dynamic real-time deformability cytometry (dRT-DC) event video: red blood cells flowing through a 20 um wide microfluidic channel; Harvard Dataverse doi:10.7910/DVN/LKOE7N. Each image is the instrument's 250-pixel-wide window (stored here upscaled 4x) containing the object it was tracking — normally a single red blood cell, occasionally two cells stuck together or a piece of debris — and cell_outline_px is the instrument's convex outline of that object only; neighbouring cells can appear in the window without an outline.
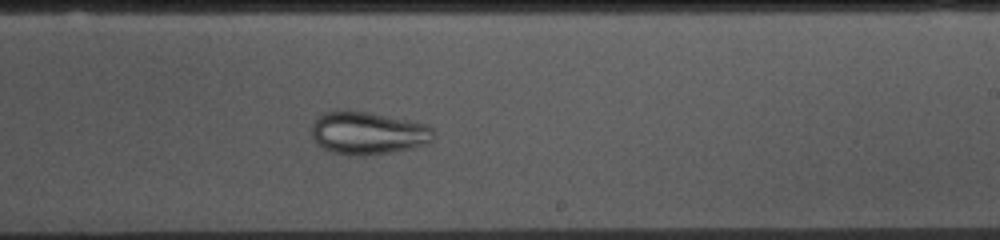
{"species": "common noctule bat (a hibernating species)", "species_latin": "Nyctalus noctula", "temperature_condition": "cold", "stored_images_in_passage": 54, "camera_frame_rate_fps": 3000, "um_per_image_px": 0.085, "animal": {"sex": "female", "body_mass_g": 10.0, "forearm_length_mm": 53.1}, "frame": {"image": 1, "passage_image": 31, "time_ms": 10.0, "image_size_px": [1000, 240], "cell_outline_px": [[436, 136], [428, 144], [412, 148], [364, 156], [356, 156], [332, 152], [320, 148], [316, 144], [312, 136], [312, 124], [324, 112], [336, 108], [364, 112], [408, 120], [428, 124], [436, 132]], "centroid_in_image_um": [31.27, 11.31], "position_along_channel_um": 257.7, "area_um2": 30.75}}
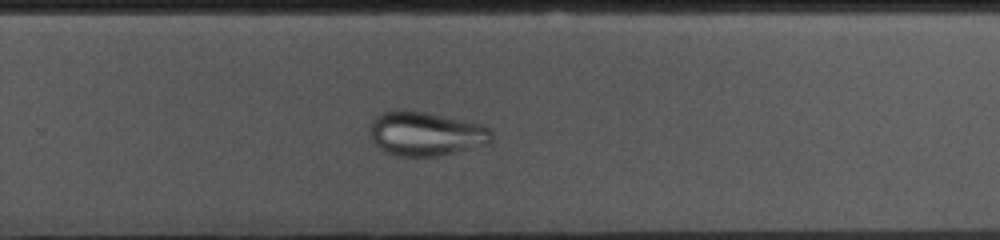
{"frame": {"image": 2, "passage_image": 34, "time_ms": 11.0, "image_size_px": [1000, 240], "cell_outline_px": [[492, 140], [488, 144], [456, 152], [436, 156], [400, 156], [388, 152], [380, 148], [372, 140], [372, 120], [376, 116], [392, 108], [400, 108], [428, 112], [484, 124], [492, 132]], "centroid_in_image_um": [36.22, 11.33], "position_along_channel_um": 293.6, "area_um2": 31.5}}
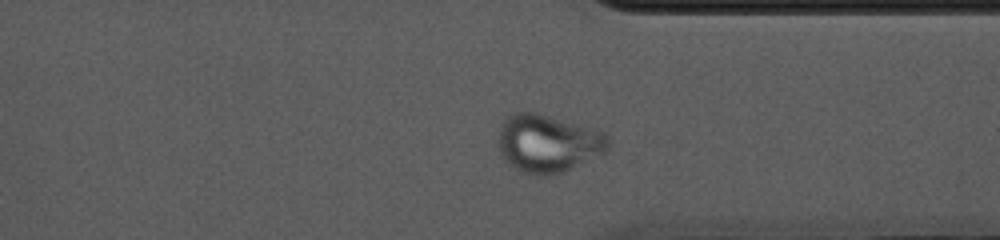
{"frame": {"image": 3, "passage_image": 40, "time_ms": 13.0, "image_size_px": [1000, 240], "cell_outline_px": [[608, 148], [604, 152], [564, 172], [548, 176], [536, 176], [520, 172], [500, 152], [496, 140], [500, 128], [504, 120], [508, 116], [516, 112], [532, 112], [596, 128], [604, 132], [608, 136]], "centroid_in_image_um": [46.57, 12.19], "position_along_channel_um": 364.8, "area_um2": 36.99}}